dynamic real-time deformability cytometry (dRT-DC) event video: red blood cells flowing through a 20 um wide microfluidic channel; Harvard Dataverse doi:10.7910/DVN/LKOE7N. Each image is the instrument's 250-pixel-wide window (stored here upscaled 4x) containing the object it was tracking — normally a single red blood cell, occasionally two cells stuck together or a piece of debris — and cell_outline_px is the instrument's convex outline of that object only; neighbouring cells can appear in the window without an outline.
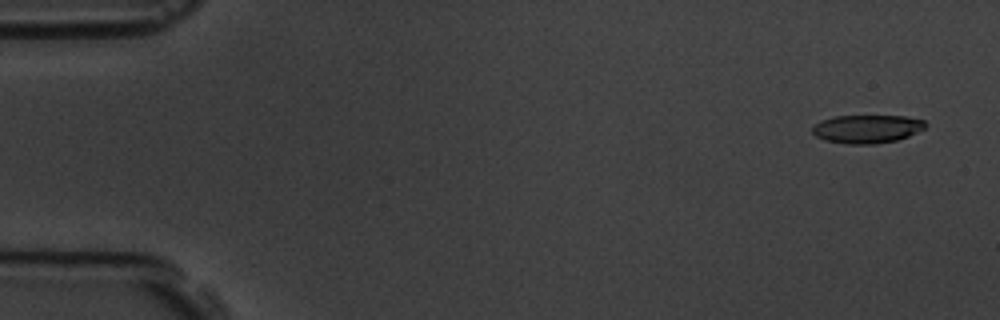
{"species": "common noctule bat (a hibernating species)", "species_latin": "Nyctalus noctula", "temperature_condition": "room temperature", "stored_images_in_passage": 5, "camera_frame_rate_fps": 3000, "um_per_image_px": 0.085, "animal": {"sex": "male", "body_mass_g": 19.5, "forearm_length_mm": 54.6}, "frame": {"image": 1, "passage_image": 1, "time_ms": 0.0, "image_size_px": [1000, 320], "cell_outline_px": [[928, 124], [924, 128], [908, 136], [896, 140], [876, 144], [848, 144], [824, 140], [816, 136], [812, 132], [812, 128], [820, 120], [832, 116], [904, 116], [924, 120]], "centroid_in_image_um": [73.68, 10.95], "position_along_channel_um": 11.3, "area_um2": 18.67}}
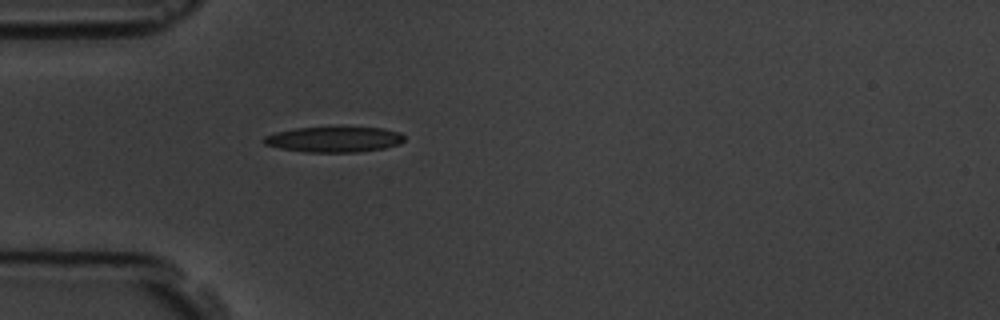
{"frame": {"image": 2, "passage_image": 5, "time_ms": 4.667, "image_size_px": [1000, 320], "cell_outline_px": [[404, 140], [400, 144], [384, 148], [360, 152], [304, 152], [280, 148], [264, 144], [260, 140], [264, 136], [276, 132], [296, 128], [384, 128], [400, 132], [404, 136]], "centroid_in_image_um": [28.39, 11.86], "position_along_channel_um": 56.6, "area_um2": 20.81}}